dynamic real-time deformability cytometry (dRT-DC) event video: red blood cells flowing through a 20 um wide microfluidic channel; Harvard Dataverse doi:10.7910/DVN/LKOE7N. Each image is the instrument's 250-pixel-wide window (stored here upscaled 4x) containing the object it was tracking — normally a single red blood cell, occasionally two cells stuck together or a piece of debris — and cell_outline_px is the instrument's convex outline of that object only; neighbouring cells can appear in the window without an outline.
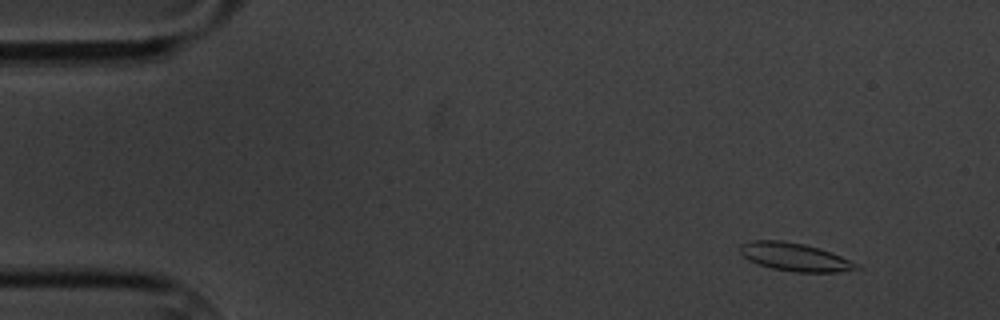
{"species": "common noctule bat (a hibernating species)", "species_latin": "Nyctalus noctula", "temperature_condition": "cold", "stored_images_in_passage": 60, "camera_frame_rate_fps": 3000, "um_per_image_px": 0.085, "animal": {"sex": "male", "body_mass_g": 20.1, "forearm_length_mm": 53.5}, "frame": {"image": 1, "passage_image": 6, "time_ms": 1.667, "image_size_px": [1000, 320], "cell_outline_px": [[864, 268], [836, 272], [796, 272], [772, 268], [748, 260], [740, 252], [740, 244], [752, 240], [780, 240], [804, 244], [820, 248], [860, 264]], "centroid_in_image_um": [67.59, 21.84], "position_along_channel_um": 17.4, "area_um2": 19.02}}
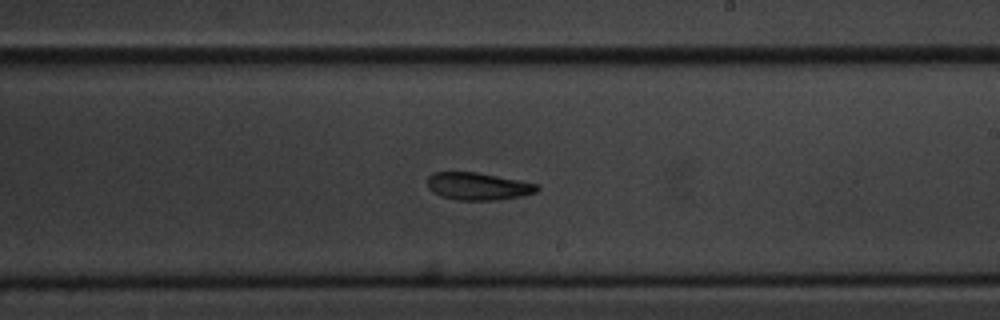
{"frame": {"image": 2, "passage_image": 35, "time_ms": 11.333, "image_size_px": [1000, 320], "cell_outline_px": [[540, 188], [536, 192], [520, 196], [496, 200], [456, 200], [440, 196], [432, 192], [428, 188], [428, 176], [432, 172], [476, 172], [520, 180], [536, 184]], "centroid_in_image_um": [40.6, 15.83], "position_along_channel_um": 248.4, "area_um2": 17.57}}
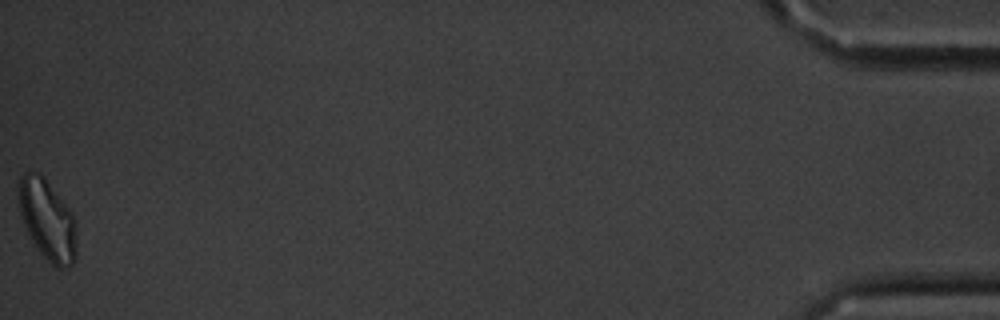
{"frame": {"image": 3, "passage_image": 60, "time_ms": 19.667, "image_size_px": [1000, 320], "cell_outline_px": [[76, 256], [72, 264], [68, 268], [56, 268], [36, 248], [24, 224], [20, 212], [20, 176], [24, 172], [40, 172], [44, 176], [68, 208], [72, 216], [76, 244]], "centroid_in_image_um": [4.03, 18.7], "position_along_channel_um": 431.2, "area_um2": 26.47}, "authors_computed_cell_mechanics": {"area_um2": 18.6983, "velocity_mm_per_s": 3.3512, "shape_relaxation_time_tau1_ms": 10.5837, "shape_relaxation_time_tau2_ms": 9.9768, "deformation_change_tau1": 0.1873, "deformation_change_tau2": 0.1592}}